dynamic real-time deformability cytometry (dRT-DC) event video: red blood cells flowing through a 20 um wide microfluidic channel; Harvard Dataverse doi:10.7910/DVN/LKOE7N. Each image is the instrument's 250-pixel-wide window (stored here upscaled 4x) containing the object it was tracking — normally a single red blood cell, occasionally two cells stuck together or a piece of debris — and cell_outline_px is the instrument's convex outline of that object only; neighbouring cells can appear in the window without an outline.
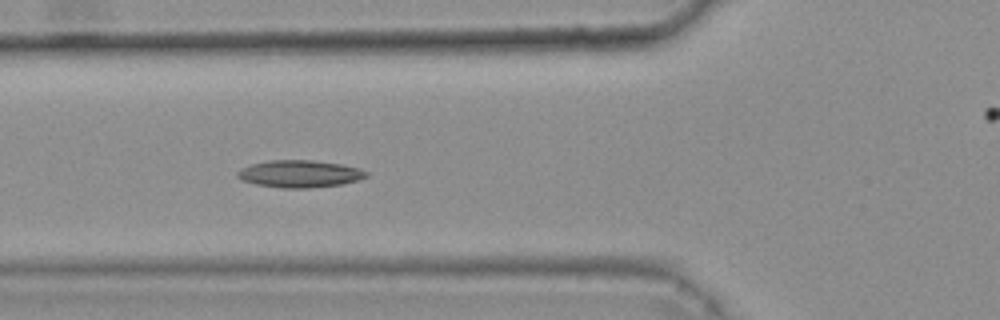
{"species": "common noctule bat (a hibernating species)", "species_latin": "Nyctalus noctula", "temperature_condition": "warm", "stored_images_in_passage": 15, "camera_frame_rate_fps": 3000, "um_per_image_px": 0.085, "animal": {"sex": "female", "body_mass_g": 25.1}, "frame": {"image": 1, "passage_image": 9, "time_ms": 2.667, "image_size_px": [1000, 320], "cell_outline_px": [[368, 176], [356, 180], [340, 184], [308, 188], [284, 188], [256, 184], [244, 180], [236, 176], [236, 172], [240, 168], [252, 164], [268, 160], [312, 160], [340, 164], [356, 168], [368, 172]], "centroid_in_image_um": [25.43, 14.77], "position_along_channel_um": 100.4, "area_um2": 20.17}}